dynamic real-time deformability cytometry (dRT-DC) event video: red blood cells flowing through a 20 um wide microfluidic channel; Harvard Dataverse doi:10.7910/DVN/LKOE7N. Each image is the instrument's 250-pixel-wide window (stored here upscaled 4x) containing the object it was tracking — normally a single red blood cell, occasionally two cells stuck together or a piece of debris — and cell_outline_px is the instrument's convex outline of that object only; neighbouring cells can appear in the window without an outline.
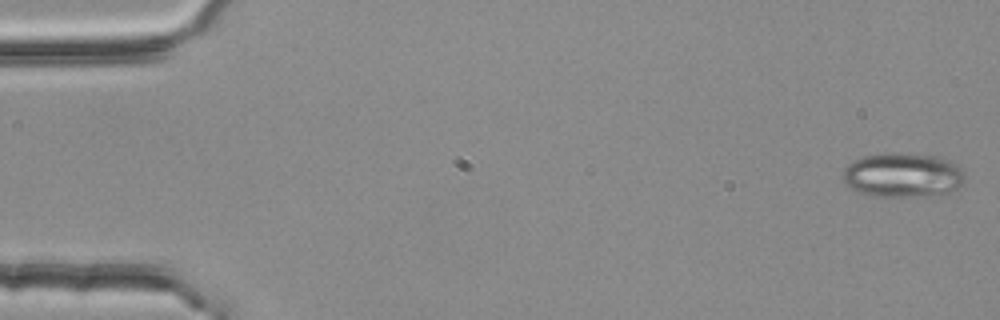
{"species": "common noctule bat (a hibernating species)", "species_latin": "Nyctalus noctula", "temperature_condition": "room temperature", "stored_images_in_passage": 54, "camera_frame_rate_fps": 3000, "um_per_image_px": 0.085, "animal": {"sex": "female", "body_mass_g": 25.1}, "frame": {"image": 1, "passage_image": 1, "time_ms": 0.0, "image_size_px": [1000, 320], "cell_outline_px": [[964, 180], [956, 188], [948, 192], [908, 196], [872, 196], [856, 192], [844, 184], [840, 176], [844, 168], [852, 160], [860, 156], [888, 152], [940, 156], [956, 164], [964, 172]], "centroid_in_image_um": [76.63, 14.86], "position_along_channel_um": 8.4, "area_um2": 31.79}}
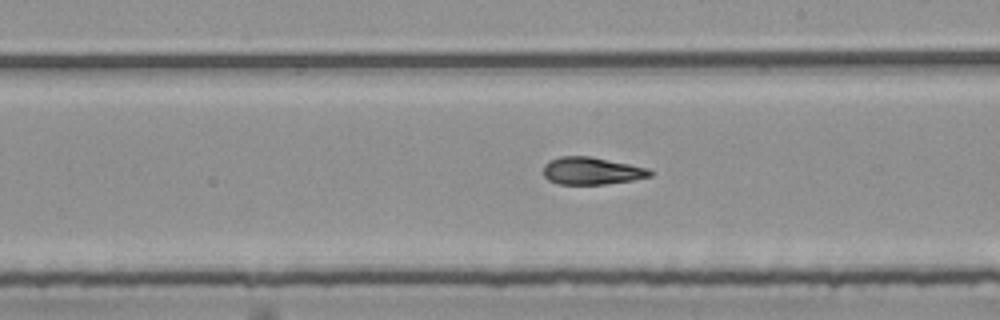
{"frame": {"image": 2, "passage_image": 31, "time_ms": 10.0, "image_size_px": [1000, 320], "cell_outline_px": [[652, 176], [632, 180], [604, 184], [556, 184], [548, 180], [544, 176], [544, 164], [548, 160], [560, 156], [592, 156], [648, 168], [652, 172]], "centroid_in_image_um": [50.26, 14.52], "position_along_channel_um": 238.7, "area_um2": 17.11}}
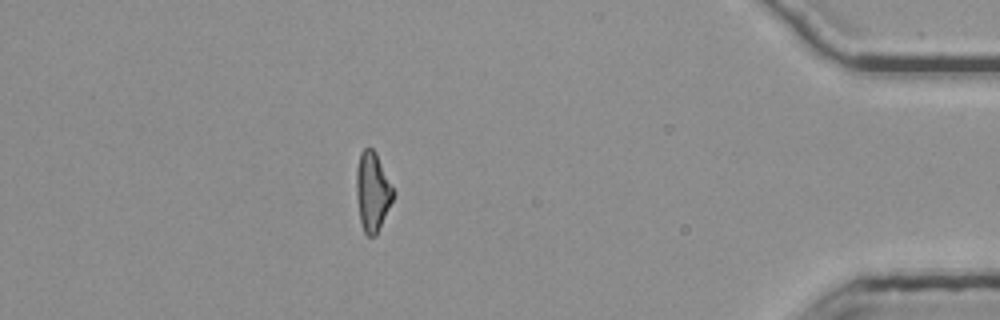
{"frame": {"image": 3, "passage_image": 48, "time_ms": 15.667, "image_size_px": [1000, 320], "cell_outline_px": [[396, 192], [376, 236], [368, 236], [364, 232], [360, 220], [356, 192], [356, 168], [360, 152], [364, 148], [372, 148], [376, 152]], "centroid_in_image_um": [31.67, 16.26], "position_along_channel_um": 403.5, "area_um2": 17.11}, "authors_computed_cell_mechanics": {"area_um2": 17.6001, "velocity_mm_per_s": 3.7681, "shape_relaxation_time_tau1_ms": null, "shape_relaxation_time_tau2_ms": 3.8255, "deformation_change_tau1": null, "deformation_change_tau2": 0.1335}}